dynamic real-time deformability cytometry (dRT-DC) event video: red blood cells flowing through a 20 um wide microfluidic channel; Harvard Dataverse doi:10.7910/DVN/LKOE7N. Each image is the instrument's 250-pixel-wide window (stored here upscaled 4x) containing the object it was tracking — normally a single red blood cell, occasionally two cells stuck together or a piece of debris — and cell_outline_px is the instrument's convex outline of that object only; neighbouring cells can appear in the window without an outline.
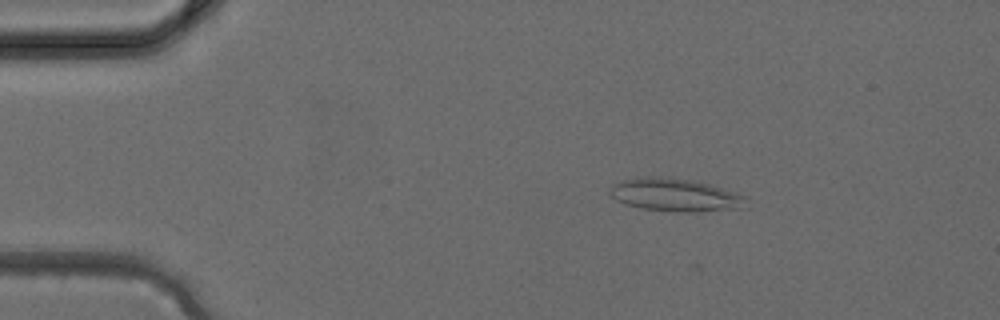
{"species": "common noctule bat (a hibernating species)", "species_latin": "Nyctalus noctula", "temperature_condition": "cold", "stored_images_in_passage": 32, "camera_frame_rate_fps": 3000, "um_per_image_px": 0.085, "animal": {"sex": "female", "body_mass_g": 24.6, "forearm_length_mm": 56.2}, "frame": {"image": 1, "passage_image": 1, "time_ms": 0.0, "image_size_px": [1000, 320], "cell_outline_px": [[748, 208], [700, 212], [680, 212], [640, 208], [624, 204], [616, 200], [608, 192], [608, 188], [612, 184], [620, 180], [644, 176], [660, 176], [688, 180], [708, 184], [736, 192], [748, 196]], "centroid_in_image_um": [57.42, 16.58], "position_along_channel_um": 27.6, "area_um2": 26.7}}
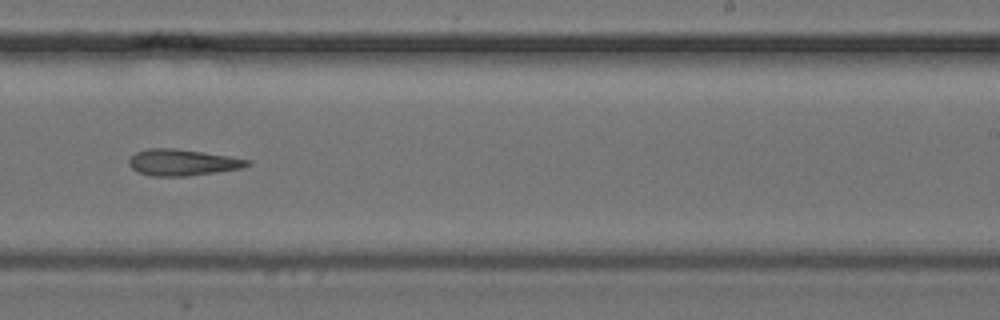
{"frame": {"image": 2, "passage_image": 18, "time_ms": 5.667, "image_size_px": [1000, 320], "cell_outline_px": [[252, 164], [240, 168], [216, 172], [188, 176], [148, 176], [136, 172], [128, 164], [128, 160], [136, 152], [148, 148], [176, 148], [228, 156], [252, 160]], "centroid_in_image_um": [15.48, 13.81], "position_along_channel_um": 273.5, "area_um2": 18.26}}
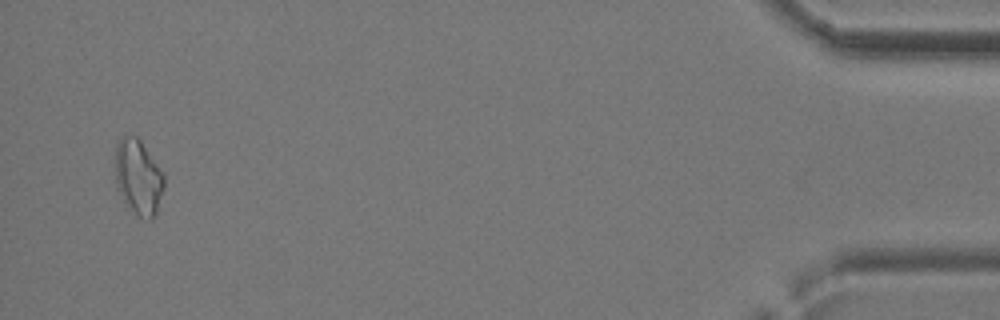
{"frame": {"image": 3, "passage_image": 31, "time_ms": 10.0, "image_size_px": [1000, 320], "cell_outline_px": [[164, 188], [156, 212], [152, 220], [148, 220], [136, 216], [124, 200], [116, 188], [116, 144], [120, 136], [136, 136], [140, 140], [164, 172]], "centroid_in_image_um": [11.77, 15.06], "position_along_channel_um": 423.4, "area_um2": 21.5}}